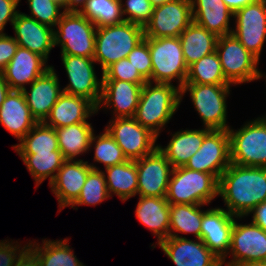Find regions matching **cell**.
<instances>
[{
    "label": "cell",
    "mask_w": 266,
    "mask_h": 266,
    "mask_svg": "<svg viewBox=\"0 0 266 266\" xmlns=\"http://www.w3.org/2000/svg\"><path fill=\"white\" fill-rule=\"evenodd\" d=\"M218 196L234 216H246L266 201V167H245L230 163L219 178Z\"/></svg>",
    "instance_id": "1"
},
{
    "label": "cell",
    "mask_w": 266,
    "mask_h": 266,
    "mask_svg": "<svg viewBox=\"0 0 266 266\" xmlns=\"http://www.w3.org/2000/svg\"><path fill=\"white\" fill-rule=\"evenodd\" d=\"M180 103V88L171 83L146 82L134 118L158 137Z\"/></svg>",
    "instance_id": "2"
},
{
    "label": "cell",
    "mask_w": 266,
    "mask_h": 266,
    "mask_svg": "<svg viewBox=\"0 0 266 266\" xmlns=\"http://www.w3.org/2000/svg\"><path fill=\"white\" fill-rule=\"evenodd\" d=\"M145 38L144 28L123 21L119 24L97 28L93 59L101 65L102 72L128 54Z\"/></svg>",
    "instance_id": "3"
},
{
    "label": "cell",
    "mask_w": 266,
    "mask_h": 266,
    "mask_svg": "<svg viewBox=\"0 0 266 266\" xmlns=\"http://www.w3.org/2000/svg\"><path fill=\"white\" fill-rule=\"evenodd\" d=\"M219 180L210 173L173 168L166 200L169 204L207 205L218 196Z\"/></svg>",
    "instance_id": "4"
},
{
    "label": "cell",
    "mask_w": 266,
    "mask_h": 266,
    "mask_svg": "<svg viewBox=\"0 0 266 266\" xmlns=\"http://www.w3.org/2000/svg\"><path fill=\"white\" fill-rule=\"evenodd\" d=\"M54 29V47L61 45V54L93 58L97 27L79 11H64Z\"/></svg>",
    "instance_id": "5"
},
{
    "label": "cell",
    "mask_w": 266,
    "mask_h": 266,
    "mask_svg": "<svg viewBox=\"0 0 266 266\" xmlns=\"http://www.w3.org/2000/svg\"><path fill=\"white\" fill-rule=\"evenodd\" d=\"M231 85L184 83L180 88V101L187 91L191 101L201 117L204 128L210 130H228L226 97Z\"/></svg>",
    "instance_id": "6"
},
{
    "label": "cell",
    "mask_w": 266,
    "mask_h": 266,
    "mask_svg": "<svg viewBox=\"0 0 266 266\" xmlns=\"http://www.w3.org/2000/svg\"><path fill=\"white\" fill-rule=\"evenodd\" d=\"M230 161L245 167H266V115L238 130L228 129Z\"/></svg>",
    "instance_id": "7"
},
{
    "label": "cell",
    "mask_w": 266,
    "mask_h": 266,
    "mask_svg": "<svg viewBox=\"0 0 266 266\" xmlns=\"http://www.w3.org/2000/svg\"><path fill=\"white\" fill-rule=\"evenodd\" d=\"M148 45L152 62L151 82L173 84L177 79V87L181 88L187 78L188 66L180 38H148Z\"/></svg>",
    "instance_id": "8"
},
{
    "label": "cell",
    "mask_w": 266,
    "mask_h": 266,
    "mask_svg": "<svg viewBox=\"0 0 266 266\" xmlns=\"http://www.w3.org/2000/svg\"><path fill=\"white\" fill-rule=\"evenodd\" d=\"M216 52L224 76L231 85L248 83L261 78L262 72L257 67L259 59L233 34L218 37Z\"/></svg>",
    "instance_id": "9"
},
{
    "label": "cell",
    "mask_w": 266,
    "mask_h": 266,
    "mask_svg": "<svg viewBox=\"0 0 266 266\" xmlns=\"http://www.w3.org/2000/svg\"><path fill=\"white\" fill-rule=\"evenodd\" d=\"M122 149L128 160H137L151 154L157 136L143 127L134 117L113 118L105 128Z\"/></svg>",
    "instance_id": "10"
},
{
    "label": "cell",
    "mask_w": 266,
    "mask_h": 266,
    "mask_svg": "<svg viewBox=\"0 0 266 266\" xmlns=\"http://www.w3.org/2000/svg\"><path fill=\"white\" fill-rule=\"evenodd\" d=\"M192 22L191 0H171L154 7L145 38L179 37Z\"/></svg>",
    "instance_id": "11"
},
{
    "label": "cell",
    "mask_w": 266,
    "mask_h": 266,
    "mask_svg": "<svg viewBox=\"0 0 266 266\" xmlns=\"http://www.w3.org/2000/svg\"><path fill=\"white\" fill-rule=\"evenodd\" d=\"M230 136L228 130H211L203 140L199 150L184 167L213 174L218 180L229 167Z\"/></svg>",
    "instance_id": "12"
},
{
    "label": "cell",
    "mask_w": 266,
    "mask_h": 266,
    "mask_svg": "<svg viewBox=\"0 0 266 266\" xmlns=\"http://www.w3.org/2000/svg\"><path fill=\"white\" fill-rule=\"evenodd\" d=\"M61 58L69 79L62 91L87 98L97 107L102 95V77L98 79L96 76L95 60L68 54H61Z\"/></svg>",
    "instance_id": "13"
},
{
    "label": "cell",
    "mask_w": 266,
    "mask_h": 266,
    "mask_svg": "<svg viewBox=\"0 0 266 266\" xmlns=\"http://www.w3.org/2000/svg\"><path fill=\"white\" fill-rule=\"evenodd\" d=\"M232 34L258 59L266 39V0H254L234 13Z\"/></svg>",
    "instance_id": "14"
},
{
    "label": "cell",
    "mask_w": 266,
    "mask_h": 266,
    "mask_svg": "<svg viewBox=\"0 0 266 266\" xmlns=\"http://www.w3.org/2000/svg\"><path fill=\"white\" fill-rule=\"evenodd\" d=\"M136 162L138 174L137 194L141 197H166L173 171L172 165L158 147Z\"/></svg>",
    "instance_id": "15"
},
{
    "label": "cell",
    "mask_w": 266,
    "mask_h": 266,
    "mask_svg": "<svg viewBox=\"0 0 266 266\" xmlns=\"http://www.w3.org/2000/svg\"><path fill=\"white\" fill-rule=\"evenodd\" d=\"M235 218L241 219L242 216H234L220 207L208 209L202 216L201 240L222 263L226 262L231 247V231Z\"/></svg>",
    "instance_id": "16"
},
{
    "label": "cell",
    "mask_w": 266,
    "mask_h": 266,
    "mask_svg": "<svg viewBox=\"0 0 266 266\" xmlns=\"http://www.w3.org/2000/svg\"><path fill=\"white\" fill-rule=\"evenodd\" d=\"M232 260L222 265H232L240 262H266V231L254 224H239L236 219L231 231Z\"/></svg>",
    "instance_id": "17"
},
{
    "label": "cell",
    "mask_w": 266,
    "mask_h": 266,
    "mask_svg": "<svg viewBox=\"0 0 266 266\" xmlns=\"http://www.w3.org/2000/svg\"><path fill=\"white\" fill-rule=\"evenodd\" d=\"M92 169L100 170L93 164H89L88 161L81 159L63 162L49 184L58 200L60 212L61 209L70 206L79 197L86 177Z\"/></svg>",
    "instance_id": "18"
},
{
    "label": "cell",
    "mask_w": 266,
    "mask_h": 266,
    "mask_svg": "<svg viewBox=\"0 0 266 266\" xmlns=\"http://www.w3.org/2000/svg\"><path fill=\"white\" fill-rule=\"evenodd\" d=\"M156 245L176 266H223L222 260L201 239L193 241L182 236L168 237Z\"/></svg>",
    "instance_id": "19"
},
{
    "label": "cell",
    "mask_w": 266,
    "mask_h": 266,
    "mask_svg": "<svg viewBox=\"0 0 266 266\" xmlns=\"http://www.w3.org/2000/svg\"><path fill=\"white\" fill-rule=\"evenodd\" d=\"M58 75L53 66L30 84V90L25 87L22 92L32 116L37 122H44L51 108L56 104L63 92L60 88Z\"/></svg>",
    "instance_id": "20"
},
{
    "label": "cell",
    "mask_w": 266,
    "mask_h": 266,
    "mask_svg": "<svg viewBox=\"0 0 266 266\" xmlns=\"http://www.w3.org/2000/svg\"><path fill=\"white\" fill-rule=\"evenodd\" d=\"M143 85L121 80H102V95L97 112L102 106L105 109L112 107L114 118L134 117Z\"/></svg>",
    "instance_id": "21"
},
{
    "label": "cell",
    "mask_w": 266,
    "mask_h": 266,
    "mask_svg": "<svg viewBox=\"0 0 266 266\" xmlns=\"http://www.w3.org/2000/svg\"><path fill=\"white\" fill-rule=\"evenodd\" d=\"M15 41L19 47L26 48L48 61L54 47V29L19 12L12 24Z\"/></svg>",
    "instance_id": "22"
},
{
    "label": "cell",
    "mask_w": 266,
    "mask_h": 266,
    "mask_svg": "<svg viewBox=\"0 0 266 266\" xmlns=\"http://www.w3.org/2000/svg\"><path fill=\"white\" fill-rule=\"evenodd\" d=\"M46 60L32 51L18 47L15 55L1 72L11 90H23L25 84H31L43 75L50 65Z\"/></svg>",
    "instance_id": "23"
},
{
    "label": "cell",
    "mask_w": 266,
    "mask_h": 266,
    "mask_svg": "<svg viewBox=\"0 0 266 266\" xmlns=\"http://www.w3.org/2000/svg\"><path fill=\"white\" fill-rule=\"evenodd\" d=\"M37 123L22 90H10L0 106V124L20 142Z\"/></svg>",
    "instance_id": "24"
},
{
    "label": "cell",
    "mask_w": 266,
    "mask_h": 266,
    "mask_svg": "<svg viewBox=\"0 0 266 266\" xmlns=\"http://www.w3.org/2000/svg\"><path fill=\"white\" fill-rule=\"evenodd\" d=\"M96 113L97 107L87 98L62 92L44 123L56 129L88 122Z\"/></svg>",
    "instance_id": "25"
},
{
    "label": "cell",
    "mask_w": 266,
    "mask_h": 266,
    "mask_svg": "<svg viewBox=\"0 0 266 266\" xmlns=\"http://www.w3.org/2000/svg\"><path fill=\"white\" fill-rule=\"evenodd\" d=\"M193 22L218 37L232 34L230 18L234 13L222 0H191Z\"/></svg>",
    "instance_id": "26"
},
{
    "label": "cell",
    "mask_w": 266,
    "mask_h": 266,
    "mask_svg": "<svg viewBox=\"0 0 266 266\" xmlns=\"http://www.w3.org/2000/svg\"><path fill=\"white\" fill-rule=\"evenodd\" d=\"M137 219L158 238L157 244L169 237L170 204L166 197H141L135 209Z\"/></svg>",
    "instance_id": "27"
},
{
    "label": "cell",
    "mask_w": 266,
    "mask_h": 266,
    "mask_svg": "<svg viewBox=\"0 0 266 266\" xmlns=\"http://www.w3.org/2000/svg\"><path fill=\"white\" fill-rule=\"evenodd\" d=\"M210 131L207 128L177 131L172 135L167 146L158 145V149L166 156L173 168L185 166L190 157L199 150L204 137Z\"/></svg>",
    "instance_id": "28"
},
{
    "label": "cell",
    "mask_w": 266,
    "mask_h": 266,
    "mask_svg": "<svg viewBox=\"0 0 266 266\" xmlns=\"http://www.w3.org/2000/svg\"><path fill=\"white\" fill-rule=\"evenodd\" d=\"M184 60L189 67L202 57L216 51L218 36L192 22L180 35Z\"/></svg>",
    "instance_id": "29"
},
{
    "label": "cell",
    "mask_w": 266,
    "mask_h": 266,
    "mask_svg": "<svg viewBox=\"0 0 266 266\" xmlns=\"http://www.w3.org/2000/svg\"><path fill=\"white\" fill-rule=\"evenodd\" d=\"M58 147L65 160H75L90 150L94 129L89 122L56 128Z\"/></svg>",
    "instance_id": "30"
},
{
    "label": "cell",
    "mask_w": 266,
    "mask_h": 266,
    "mask_svg": "<svg viewBox=\"0 0 266 266\" xmlns=\"http://www.w3.org/2000/svg\"><path fill=\"white\" fill-rule=\"evenodd\" d=\"M105 170L104 175L110 197H112L111 194H115L121 201H127L137 195L138 174L134 160H127L122 164L107 167Z\"/></svg>",
    "instance_id": "31"
},
{
    "label": "cell",
    "mask_w": 266,
    "mask_h": 266,
    "mask_svg": "<svg viewBox=\"0 0 266 266\" xmlns=\"http://www.w3.org/2000/svg\"><path fill=\"white\" fill-rule=\"evenodd\" d=\"M40 244L29 242V248L36 254L40 266H85L74 255L68 239L45 240Z\"/></svg>",
    "instance_id": "32"
},
{
    "label": "cell",
    "mask_w": 266,
    "mask_h": 266,
    "mask_svg": "<svg viewBox=\"0 0 266 266\" xmlns=\"http://www.w3.org/2000/svg\"><path fill=\"white\" fill-rule=\"evenodd\" d=\"M202 206L204 205L170 204L169 237H179V232L193 233L197 239H201L202 216L207 211H202Z\"/></svg>",
    "instance_id": "33"
},
{
    "label": "cell",
    "mask_w": 266,
    "mask_h": 266,
    "mask_svg": "<svg viewBox=\"0 0 266 266\" xmlns=\"http://www.w3.org/2000/svg\"><path fill=\"white\" fill-rule=\"evenodd\" d=\"M26 165L35 183L39 186L49 178V184L65 161L61 151L36 152L35 154H18Z\"/></svg>",
    "instance_id": "34"
},
{
    "label": "cell",
    "mask_w": 266,
    "mask_h": 266,
    "mask_svg": "<svg viewBox=\"0 0 266 266\" xmlns=\"http://www.w3.org/2000/svg\"><path fill=\"white\" fill-rule=\"evenodd\" d=\"M13 148L18 154L60 151L55 128L44 122H38Z\"/></svg>",
    "instance_id": "35"
},
{
    "label": "cell",
    "mask_w": 266,
    "mask_h": 266,
    "mask_svg": "<svg viewBox=\"0 0 266 266\" xmlns=\"http://www.w3.org/2000/svg\"><path fill=\"white\" fill-rule=\"evenodd\" d=\"M185 83L231 85L224 76L216 51L188 67Z\"/></svg>",
    "instance_id": "36"
},
{
    "label": "cell",
    "mask_w": 266,
    "mask_h": 266,
    "mask_svg": "<svg viewBox=\"0 0 266 266\" xmlns=\"http://www.w3.org/2000/svg\"><path fill=\"white\" fill-rule=\"evenodd\" d=\"M79 12L93 22L97 28L124 21L121 0H86Z\"/></svg>",
    "instance_id": "37"
},
{
    "label": "cell",
    "mask_w": 266,
    "mask_h": 266,
    "mask_svg": "<svg viewBox=\"0 0 266 266\" xmlns=\"http://www.w3.org/2000/svg\"><path fill=\"white\" fill-rule=\"evenodd\" d=\"M109 199V192L105 180V175L102 170L92 169L85 180L79 197L70 205L74 208L75 205H97L102 201Z\"/></svg>",
    "instance_id": "38"
},
{
    "label": "cell",
    "mask_w": 266,
    "mask_h": 266,
    "mask_svg": "<svg viewBox=\"0 0 266 266\" xmlns=\"http://www.w3.org/2000/svg\"><path fill=\"white\" fill-rule=\"evenodd\" d=\"M92 145L95 146L94 161L103 163L105 168L122 164L128 160L122 149L106 129H104L102 134L97 136L93 133L90 148Z\"/></svg>",
    "instance_id": "39"
},
{
    "label": "cell",
    "mask_w": 266,
    "mask_h": 266,
    "mask_svg": "<svg viewBox=\"0 0 266 266\" xmlns=\"http://www.w3.org/2000/svg\"><path fill=\"white\" fill-rule=\"evenodd\" d=\"M31 15L23 13L31 17L41 24H45L55 29L56 24L61 19L64 9L63 6L54 0H27Z\"/></svg>",
    "instance_id": "40"
},
{
    "label": "cell",
    "mask_w": 266,
    "mask_h": 266,
    "mask_svg": "<svg viewBox=\"0 0 266 266\" xmlns=\"http://www.w3.org/2000/svg\"><path fill=\"white\" fill-rule=\"evenodd\" d=\"M125 3L121 0L124 21L144 28L151 20L154 6L148 0H126ZM124 15L128 16L124 17Z\"/></svg>",
    "instance_id": "41"
},
{
    "label": "cell",
    "mask_w": 266,
    "mask_h": 266,
    "mask_svg": "<svg viewBox=\"0 0 266 266\" xmlns=\"http://www.w3.org/2000/svg\"><path fill=\"white\" fill-rule=\"evenodd\" d=\"M102 80H121L137 84L147 82L127 58L114 62L107 67L102 72Z\"/></svg>",
    "instance_id": "42"
},
{
    "label": "cell",
    "mask_w": 266,
    "mask_h": 266,
    "mask_svg": "<svg viewBox=\"0 0 266 266\" xmlns=\"http://www.w3.org/2000/svg\"><path fill=\"white\" fill-rule=\"evenodd\" d=\"M127 59L136 68L139 74L151 82L152 62L149 51L148 38H144L127 56Z\"/></svg>",
    "instance_id": "43"
},
{
    "label": "cell",
    "mask_w": 266,
    "mask_h": 266,
    "mask_svg": "<svg viewBox=\"0 0 266 266\" xmlns=\"http://www.w3.org/2000/svg\"><path fill=\"white\" fill-rule=\"evenodd\" d=\"M19 246L21 245H18L17 241L13 243L8 240L0 241V266H15L17 259L29 247V243L27 242L23 248Z\"/></svg>",
    "instance_id": "44"
},
{
    "label": "cell",
    "mask_w": 266,
    "mask_h": 266,
    "mask_svg": "<svg viewBox=\"0 0 266 266\" xmlns=\"http://www.w3.org/2000/svg\"><path fill=\"white\" fill-rule=\"evenodd\" d=\"M18 47L14 37L0 33V73L7 67Z\"/></svg>",
    "instance_id": "45"
},
{
    "label": "cell",
    "mask_w": 266,
    "mask_h": 266,
    "mask_svg": "<svg viewBox=\"0 0 266 266\" xmlns=\"http://www.w3.org/2000/svg\"><path fill=\"white\" fill-rule=\"evenodd\" d=\"M19 0H0V33H4L7 22L13 24L19 11L16 10Z\"/></svg>",
    "instance_id": "46"
},
{
    "label": "cell",
    "mask_w": 266,
    "mask_h": 266,
    "mask_svg": "<svg viewBox=\"0 0 266 266\" xmlns=\"http://www.w3.org/2000/svg\"><path fill=\"white\" fill-rule=\"evenodd\" d=\"M250 213H253L252 222L266 231V201L255 206L246 216Z\"/></svg>",
    "instance_id": "47"
},
{
    "label": "cell",
    "mask_w": 266,
    "mask_h": 266,
    "mask_svg": "<svg viewBox=\"0 0 266 266\" xmlns=\"http://www.w3.org/2000/svg\"><path fill=\"white\" fill-rule=\"evenodd\" d=\"M15 266H40L36 254L28 247L17 259Z\"/></svg>",
    "instance_id": "48"
},
{
    "label": "cell",
    "mask_w": 266,
    "mask_h": 266,
    "mask_svg": "<svg viewBox=\"0 0 266 266\" xmlns=\"http://www.w3.org/2000/svg\"><path fill=\"white\" fill-rule=\"evenodd\" d=\"M229 9L235 13L248 4H251L254 0H222Z\"/></svg>",
    "instance_id": "49"
},
{
    "label": "cell",
    "mask_w": 266,
    "mask_h": 266,
    "mask_svg": "<svg viewBox=\"0 0 266 266\" xmlns=\"http://www.w3.org/2000/svg\"><path fill=\"white\" fill-rule=\"evenodd\" d=\"M86 0H65L64 11H75L78 12L85 5ZM80 8L78 9V7Z\"/></svg>",
    "instance_id": "50"
},
{
    "label": "cell",
    "mask_w": 266,
    "mask_h": 266,
    "mask_svg": "<svg viewBox=\"0 0 266 266\" xmlns=\"http://www.w3.org/2000/svg\"><path fill=\"white\" fill-rule=\"evenodd\" d=\"M10 87L5 80V77L2 73H0V106L4 102L7 94L10 92Z\"/></svg>",
    "instance_id": "51"
},
{
    "label": "cell",
    "mask_w": 266,
    "mask_h": 266,
    "mask_svg": "<svg viewBox=\"0 0 266 266\" xmlns=\"http://www.w3.org/2000/svg\"><path fill=\"white\" fill-rule=\"evenodd\" d=\"M225 266H266V262L265 261L240 262Z\"/></svg>",
    "instance_id": "52"
},
{
    "label": "cell",
    "mask_w": 266,
    "mask_h": 266,
    "mask_svg": "<svg viewBox=\"0 0 266 266\" xmlns=\"http://www.w3.org/2000/svg\"><path fill=\"white\" fill-rule=\"evenodd\" d=\"M154 7L163 5L166 2H169L171 0H148Z\"/></svg>",
    "instance_id": "53"
},
{
    "label": "cell",
    "mask_w": 266,
    "mask_h": 266,
    "mask_svg": "<svg viewBox=\"0 0 266 266\" xmlns=\"http://www.w3.org/2000/svg\"><path fill=\"white\" fill-rule=\"evenodd\" d=\"M54 1L61 4L64 7L65 0H54Z\"/></svg>",
    "instance_id": "54"
}]
</instances>
